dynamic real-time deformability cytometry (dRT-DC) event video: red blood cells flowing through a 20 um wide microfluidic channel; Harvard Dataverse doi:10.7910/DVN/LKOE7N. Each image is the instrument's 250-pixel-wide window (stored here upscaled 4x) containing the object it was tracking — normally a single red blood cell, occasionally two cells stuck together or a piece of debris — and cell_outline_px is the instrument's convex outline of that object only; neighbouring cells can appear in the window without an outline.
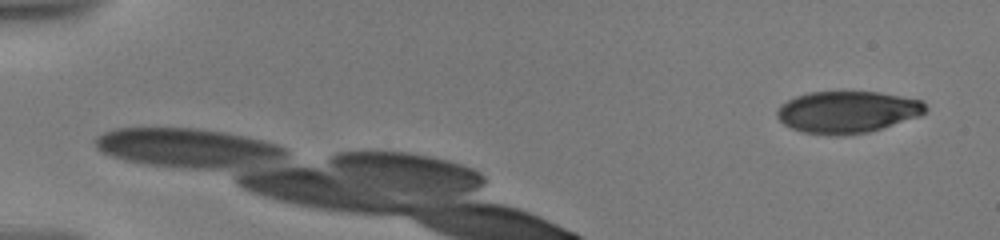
{"species": "human", "species_latin": "Homo sapiens", "temperature_condition": "warm", "stored_images_in_passage": 13, "camera_frame_rate_fps": 3000, "um_per_image_px": 0.085, "donor": {"sex": "male"}, "frame": {"image": 1, "passage_image": 3, "time_ms": 0.667, "image_size_px": [1000, 240], "cell_outline_px": [[928, 108], [920, 116], [868, 132], [804, 132], [792, 128], [784, 124], [776, 116], [776, 112], [780, 104], [796, 96], [808, 92], [880, 92], [920, 100]], "centroid_in_image_um": [72.03, 9.47], "position_along_channel_um": 13.0, "area_um2": 35.14}}
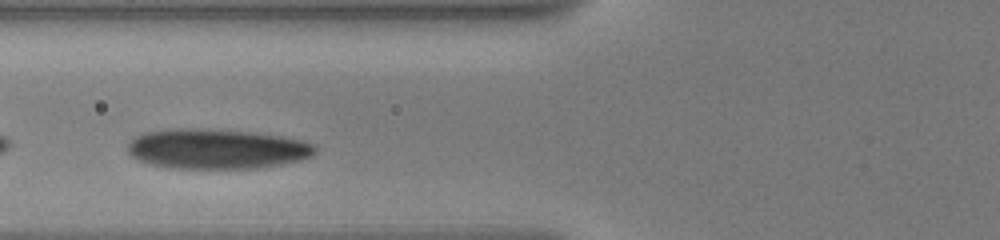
{"frame": {"image": 2, "passage_image": 12, "time_ms": 3.667, "image_size_px": [1000, 240], "cell_outline_px": [[316, 152], [312, 156], [300, 160], [280, 164], [256, 168], [168, 168], [152, 164], [140, 160], [132, 156], [128, 152], [128, 144], [136, 136], [148, 132], [176, 128], [196, 128], [252, 132], [280, 136], [304, 140], [316, 144]], "centroid_in_image_um": [18.46, 12.65], "position_along_channel_um": 107.3, "area_um2": 43.52}}